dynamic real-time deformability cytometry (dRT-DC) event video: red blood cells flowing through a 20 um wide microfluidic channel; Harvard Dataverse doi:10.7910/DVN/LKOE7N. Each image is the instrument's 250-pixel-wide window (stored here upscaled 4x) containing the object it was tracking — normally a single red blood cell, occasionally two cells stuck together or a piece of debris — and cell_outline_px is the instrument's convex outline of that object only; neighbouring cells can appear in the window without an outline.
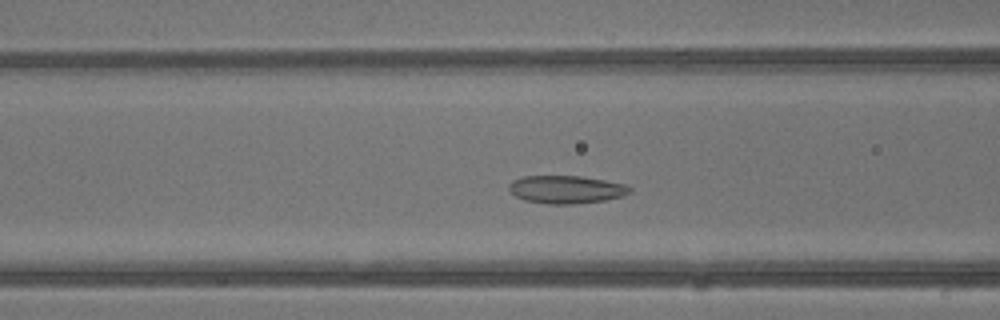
{"species": "common noctule bat (a hibernating species)", "species_latin": "Nyctalus noctula", "temperature_condition": "warm", "stored_images_in_passage": 30, "camera_frame_rate_fps": 3000, "um_per_image_px": 0.085, "animal": {"sex": "male", "body_mass_g": 13.3}, "frame": {"image": 1, "passage_image": 5, "time_ms": 1.333, "image_size_px": [1000, 320], "cell_outline_px": [[632, 192], [624, 196], [604, 200], [576, 204], [548, 204], [524, 200], [516, 196], [508, 188], [508, 184], [512, 180], [524, 176], [580, 176], [604, 180], [624, 184], [632, 188]], "centroid_in_image_um": [48.13, 16.11], "position_along_channel_um": 118.5, "area_um2": 19.71}}
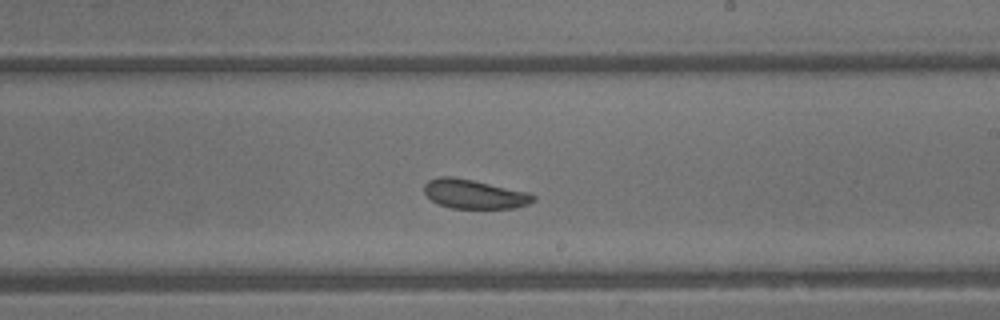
{"frame": {"image": 2, "passage_image": 13, "time_ms": 4.0, "image_size_px": [1000, 320], "cell_outline_px": [[536, 200], [528, 204], [516, 208], [452, 208], [440, 204], [432, 200], [424, 192], [424, 184], [428, 180], [440, 176], [452, 176], [472, 180], [528, 192], [536, 196]], "centroid_in_image_um": [40.32, 16.49], "position_along_channel_um": 248.7, "area_um2": 18.44}}
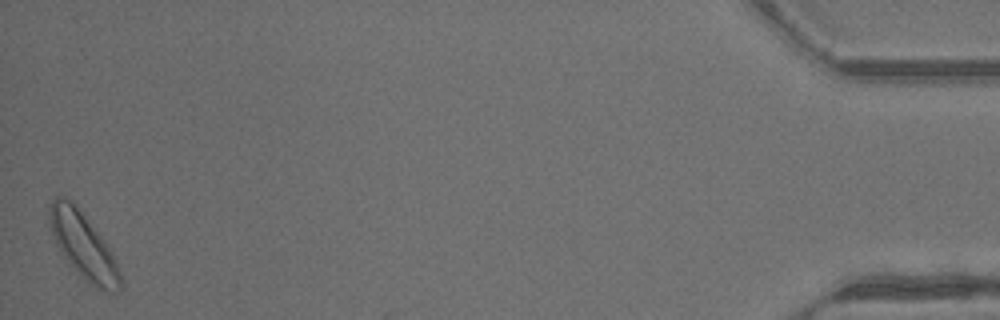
{"frame": {"image": 3, "passage_image": 30, "time_ms": 9.667, "image_size_px": [1000, 320], "cell_outline_px": [[120, 292], [108, 292], [92, 284], [64, 256], [56, 244], [48, 220], [48, 208], [52, 200], [56, 196], [60, 196], [68, 200], [84, 216], [104, 240], [112, 252], [120, 272]], "centroid_in_image_um": [7.08, 20.86], "position_along_channel_um": 428.1, "area_um2": 26.01}, "authors_computed_cell_mechanics": {"area_um2": 19.3341, "velocity_mm_per_s": 4.8949, "shape_relaxation_time_tau1_ms": 1.5585, "shape_relaxation_time_tau2_ms": 3.7991, "deformation_change_tau1": 0.081, "deformation_change_tau2": 0.1185}}